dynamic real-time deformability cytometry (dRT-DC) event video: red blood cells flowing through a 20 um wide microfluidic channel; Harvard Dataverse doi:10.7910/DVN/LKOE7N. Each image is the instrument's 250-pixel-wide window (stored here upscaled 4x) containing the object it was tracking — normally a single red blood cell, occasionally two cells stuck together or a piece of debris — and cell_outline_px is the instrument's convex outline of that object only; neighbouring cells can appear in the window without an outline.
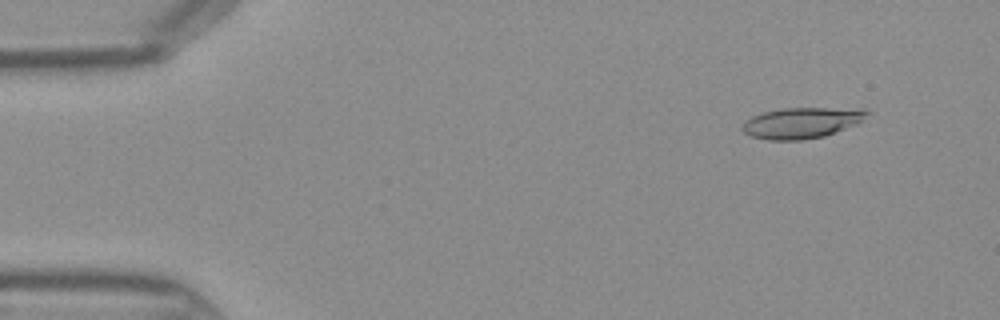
{"species": "Egyptian fruit bat (a non-hibernating species)", "species_latin": "Rousettus aegyptiacus", "temperature_condition": "warm", "stored_images_in_passage": 44, "camera_frame_rate_fps": 3000, "um_per_image_px": 0.085, "frame": {"image": 1, "passage_image": 4, "time_ms": 1.0, "image_size_px": [1000, 320], "cell_outline_px": [[868, 112], [860, 124], [824, 136], [804, 140], [768, 140], [752, 136], [744, 132], [740, 128], [744, 120], [752, 116], [764, 112], [780, 108], [868, 108]], "centroid_in_image_um": [68.16, 10.43], "position_along_channel_um": 16.8, "area_um2": 22.77}}
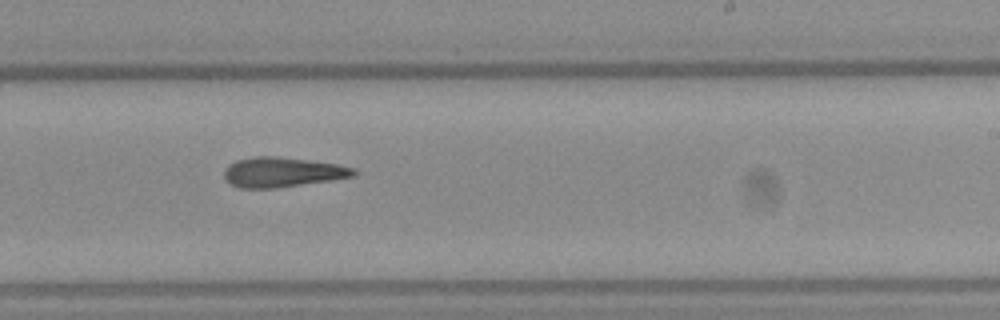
{"frame": {"image": 2, "passage_image": 27, "time_ms": 8.667, "image_size_px": [1000, 320], "cell_outline_px": [[356, 176], [332, 180], [276, 188], [240, 188], [228, 184], [224, 180], [224, 172], [228, 164], [236, 160], [256, 156], [276, 156], [308, 160], [336, 164], [352, 168], [356, 172]], "centroid_in_image_um": [23.94, 14.64], "position_along_channel_um": 265.1, "area_um2": 22.6}}
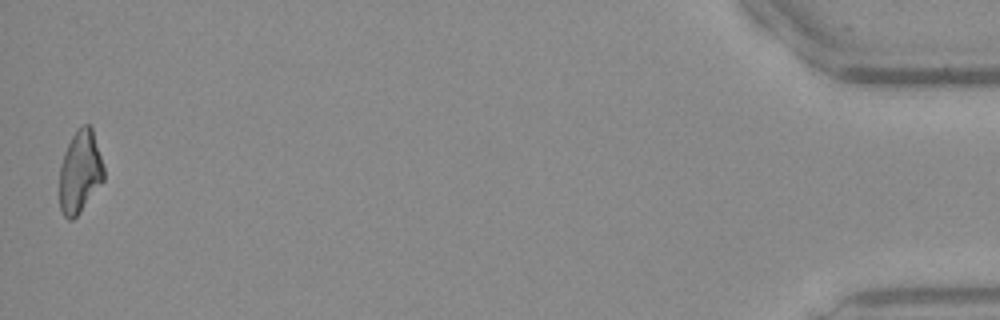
{"frame": {"image": 3, "passage_image": 44, "time_ms": 14.333, "image_size_px": [1000, 320], "cell_outline_px": [[104, 180], [80, 212], [72, 220], [68, 220], [64, 216], [60, 208], [60, 164], [64, 152], [72, 136], [84, 124], [88, 124], [92, 128], [104, 168]], "centroid_in_image_um": [6.79, 14.63], "position_along_channel_um": 428.4, "area_um2": 21.04}}